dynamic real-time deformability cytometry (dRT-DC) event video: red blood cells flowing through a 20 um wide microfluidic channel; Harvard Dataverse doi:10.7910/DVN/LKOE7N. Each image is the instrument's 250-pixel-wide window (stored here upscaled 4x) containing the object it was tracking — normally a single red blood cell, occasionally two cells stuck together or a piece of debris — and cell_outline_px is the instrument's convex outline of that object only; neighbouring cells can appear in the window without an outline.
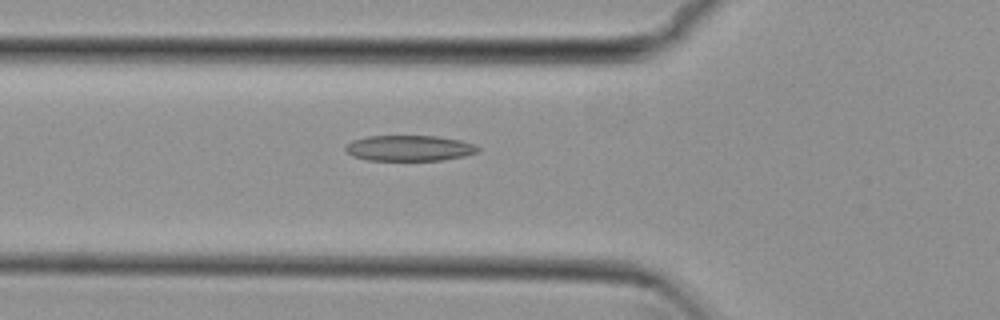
{"species": "common noctule bat (a hibernating species)", "species_latin": "Nyctalus noctula", "temperature_condition": "cold", "stored_images_in_passage": 46, "camera_frame_rate_fps": 3000, "um_per_image_px": 0.085, "animal": {"sex": "female", "body_mass_g": 29.2, "forearm_length_mm": 56.3}, "frame": {"image": 1, "passage_image": 11, "time_ms": 3.333, "image_size_px": [1000, 320], "cell_outline_px": [[480, 152], [464, 156], [440, 160], [368, 160], [352, 156], [344, 148], [352, 140], [368, 136], [436, 136], [460, 140], [476, 144], [480, 148]], "centroid_in_image_um": [34.83, 12.59], "position_along_channel_um": 91.0, "area_um2": 19.83}}
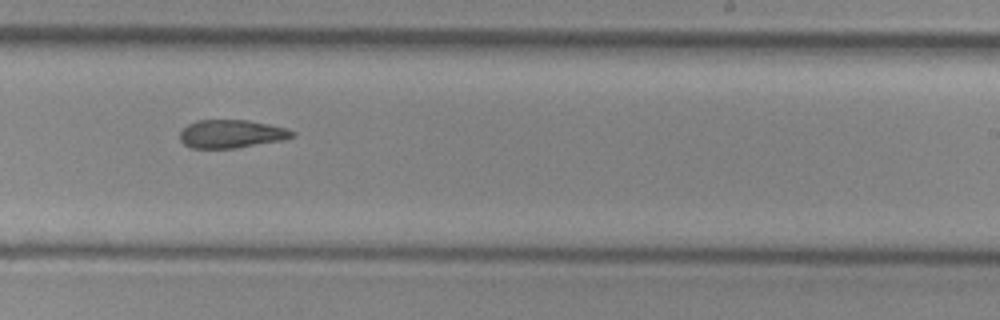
{"frame": {"image": 2, "passage_image": 25, "time_ms": 8.0, "image_size_px": [1000, 320], "cell_outline_px": [[296, 136], [284, 140], [236, 148], [192, 148], [184, 144], [180, 140], [180, 132], [188, 124], [196, 120], [248, 120], [288, 128], [296, 132]], "centroid_in_image_um": [19.71, 11.38], "position_along_channel_um": 269.3, "area_um2": 18.61}}
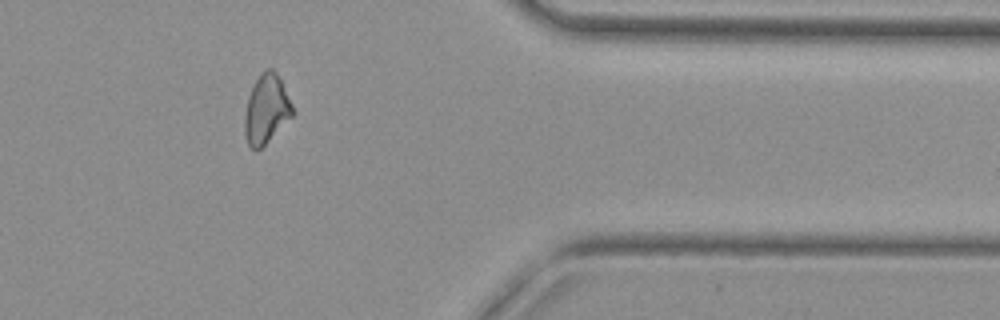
{"frame": {"image": 3, "passage_image": 36, "time_ms": 11.667, "image_size_px": [1000, 320], "cell_outline_px": [[292, 116], [256, 152], [248, 144], [244, 132], [244, 116], [248, 96], [260, 72], [264, 68], [272, 68], [276, 72], [292, 104]], "centroid_in_image_um": [22.6, 9.26], "position_along_channel_um": 388.8, "area_um2": 18.9}, "authors_computed_cell_mechanics": {"area_um2": 19.5075, "velocity_mm_per_s": 3.8199, "shape_relaxation_time_tau1_ms": null, "shape_relaxation_time_tau2_ms": 6.359, "deformation_change_tau1": null, "deformation_change_tau2": 0.1517}}